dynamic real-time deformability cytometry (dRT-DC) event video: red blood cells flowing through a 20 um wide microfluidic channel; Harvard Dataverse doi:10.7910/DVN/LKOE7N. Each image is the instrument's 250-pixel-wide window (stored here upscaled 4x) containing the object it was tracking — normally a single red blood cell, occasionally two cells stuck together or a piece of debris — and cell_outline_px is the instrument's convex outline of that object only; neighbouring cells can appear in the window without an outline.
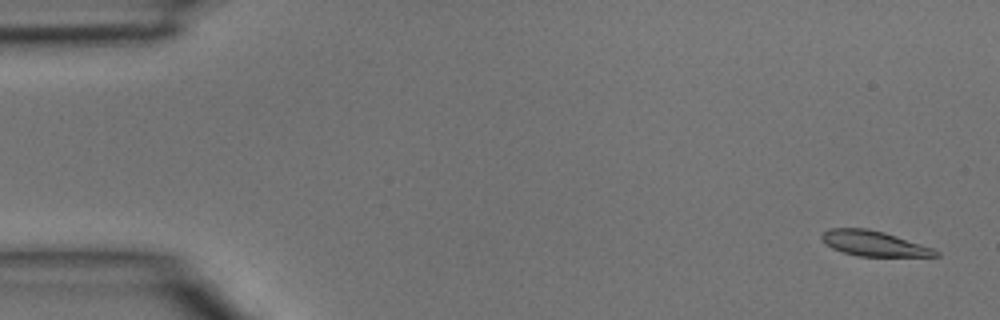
{"species": "common noctule bat (a hibernating species)", "species_latin": "Nyctalus noctula", "temperature_condition": "room temperature", "stored_images_in_passage": 4, "camera_frame_rate_fps": 3000, "um_per_image_px": 0.085, "animal": {"sex": "male", "body_mass_g": 15.6}, "frame": {"image": 1, "passage_image": 1, "time_ms": 0.0, "image_size_px": [1000, 320], "cell_outline_px": [[940, 256], [856, 256], [832, 248], [824, 244], [820, 240], [820, 236], [828, 228], [868, 228], [884, 232], [932, 248], [940, 252]], "centroid_in_image_um": [74.21, 20.69], "position_along_channel_um": 10.8, "area_um2": 16.7}}
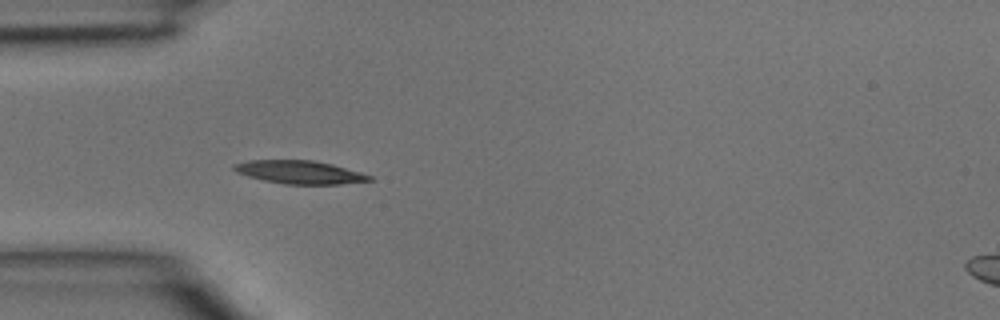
{"frame": {"image": 2, "passage_image": 4, "time_ms": 1.0, "image_size_px": [1000, 320], "cell_outline_px": [[376, 180], [340, 184], [284, 184], [264, 180], [248, 176], [236, 172], [232, 168], [232, 164], [248, 160], [312, 160], [332, 164], [360, 172], [372, 176]], "centroid_in_image_um": [25.47, 14.63], "position_along_channel_um": 59.5, "area_um2": 18.32}}